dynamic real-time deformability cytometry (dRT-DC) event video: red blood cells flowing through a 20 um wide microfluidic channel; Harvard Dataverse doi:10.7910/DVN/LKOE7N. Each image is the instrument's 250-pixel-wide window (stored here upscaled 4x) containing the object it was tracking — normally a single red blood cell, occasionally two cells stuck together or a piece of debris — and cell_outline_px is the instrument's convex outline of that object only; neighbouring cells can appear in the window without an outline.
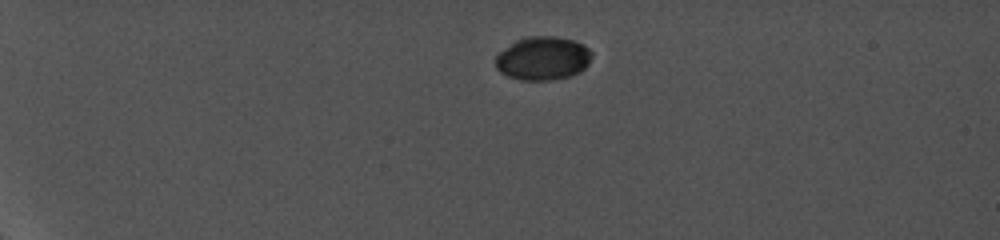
{"species": "common noctule bat (a hibernating species)", "species_latin": "Nyctalus noctula", "temperature_condition": "cold", "stored_images_in_passage": 49, "camera_frame_rate_fps": 5000, "um_per_image_px": 0.085, "animal": {"sex": "female", "body_mass_g": 19.0, "forearm_length_mm": 56.7}, "frame": {"image": 1, "passage_image": 1, "time_ms": 0.0, "image_size_px": [1000, 240], "cell_outline_px": [[592, 56], [588, 64], [580, 72], [572, 76], [552, 80], [520, 80], [508, 76], [500, 72], [496, 68], [496, 56], [500, 52], [516, 40], [528, 36], [552, 36], [572, 40], [584, 44], [592, 52]], "centroid_in_image_um": [46.16, 4.97], "position_along_channel_um": 38.8, "area_um2": 24.45}}
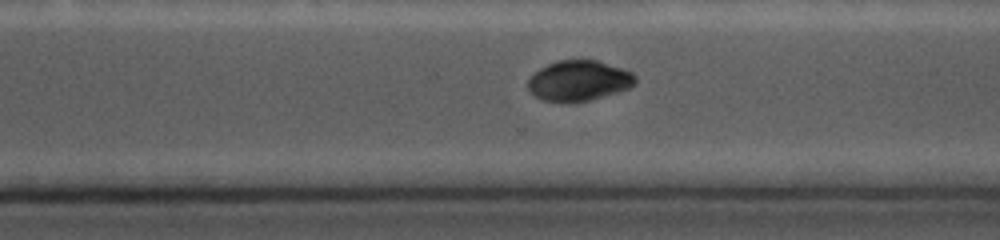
{"frame": {"image": 2, "passage_image": 35, "time_ms": 9.8, "image_size_px": [1000, 240], "cell_outline_px": [[636, 84], [628, 88], [616, 92], [588, 100], [568, 104], [564, 104], [540, 100], [528, 88], [528, 80], [540, 68], [548, 64], [560, 60], [580, 56], [596, 60], [624, 68], [632, 72], [636, 76]], "centroid_in_image_um": [49.21, 6.84], "position_along_channel_um": 321.4, "area_um2": 25.95}}
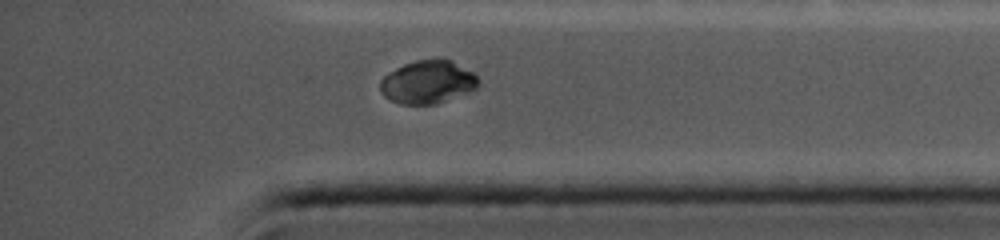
{"frame": {"image": 3, "passage_image": 44, "time_ms": 11.8, "image_size_px": [1000, 240], "cell_outline_px": [[480, 84], [472, 92], [436, 104], [400, 104], [384, 96], [380, 92], [380, 80], [388, 72], [404, 64], [416, 60], [444, 56], [452, 60], [472, 72], [480, 80]], "centroid_in_image_um": [36.39, 6.95], "position_along_channel_um": 398.8, "area_um2": 25.26}}